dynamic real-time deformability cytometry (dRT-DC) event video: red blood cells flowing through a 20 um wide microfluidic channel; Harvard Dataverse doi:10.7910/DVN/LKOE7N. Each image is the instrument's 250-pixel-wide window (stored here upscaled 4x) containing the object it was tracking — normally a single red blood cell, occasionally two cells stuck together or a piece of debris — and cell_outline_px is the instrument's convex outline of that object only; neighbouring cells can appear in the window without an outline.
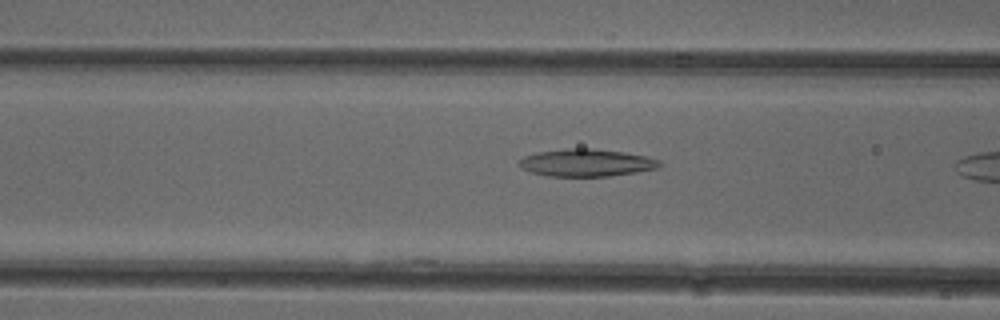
{"species": "common noctule bat (a hibernating species)", "species_latin": "Nyctalus noctula", "temperature_condition": "cold", "stored_images_in_passage": 9, "camera_frame_rate_fps": 3000, "um_per_image_px": 0.085, "animal": {"sex": "female"}, "frame": {"image": 1, "passage_image": 8, "time_ms": 2.333, "image_size_px": [1000, 320], "cell_outline_px": [[664, 164], [656, 168], [636, 172], [608, 176], [548, 176], [532, 172], [520, 168], [516, 164], [524, 156], [536, 152], [564, 148], [592, 148], [624, 152], [644, 156], [660, 160]], "centroid_in_image_um": [49.81, 13.82], "position_along_channel_um": 116.8, "area_um2": 22.54}}